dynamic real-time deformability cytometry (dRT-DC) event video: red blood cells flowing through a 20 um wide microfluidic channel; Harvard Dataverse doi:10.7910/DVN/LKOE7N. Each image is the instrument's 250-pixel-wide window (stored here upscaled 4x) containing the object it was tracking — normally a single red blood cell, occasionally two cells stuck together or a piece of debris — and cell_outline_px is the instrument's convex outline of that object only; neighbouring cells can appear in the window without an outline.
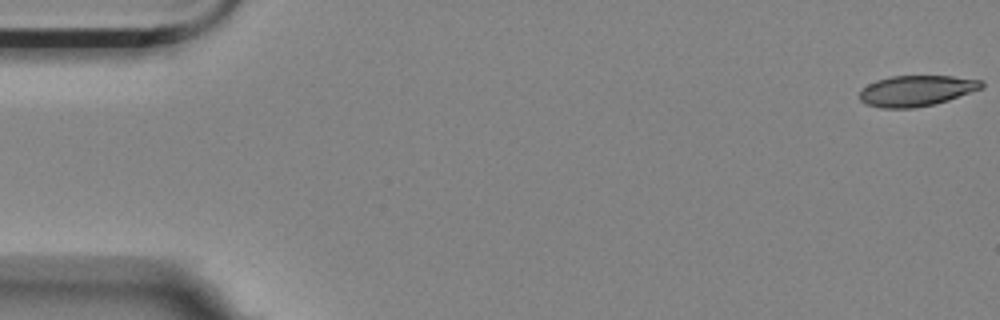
{"species": "Egyptian fruit bat (a non-hibernating species)", "species_latin": "Rousettus aegyptiacus", "temperature_condition": "room temperature", "stored_images_in_passage": 6, "segment_of_instrument_passage": [2, 2], "camera_frame_rate_fps": 3000, "um_per_image_px": 0.085, "animal": {"sex": "female"}, "frame": {"image": 1, "passage_image": 6, "time_ms": 1.667, "image_size_px": [1000, 320], "cell_outline_px": [[984, 88], [936, 104], [912, 108], [880, 108], [868, 104], [860, 100], [860, 92], [868, 84], [876, 80], [892, 76], [952, 76], [984, 80]], "centroid_in_image_um": [77.94, 7.71], "position_along_channel_um": 7.1, "area_um2": 21.91}}